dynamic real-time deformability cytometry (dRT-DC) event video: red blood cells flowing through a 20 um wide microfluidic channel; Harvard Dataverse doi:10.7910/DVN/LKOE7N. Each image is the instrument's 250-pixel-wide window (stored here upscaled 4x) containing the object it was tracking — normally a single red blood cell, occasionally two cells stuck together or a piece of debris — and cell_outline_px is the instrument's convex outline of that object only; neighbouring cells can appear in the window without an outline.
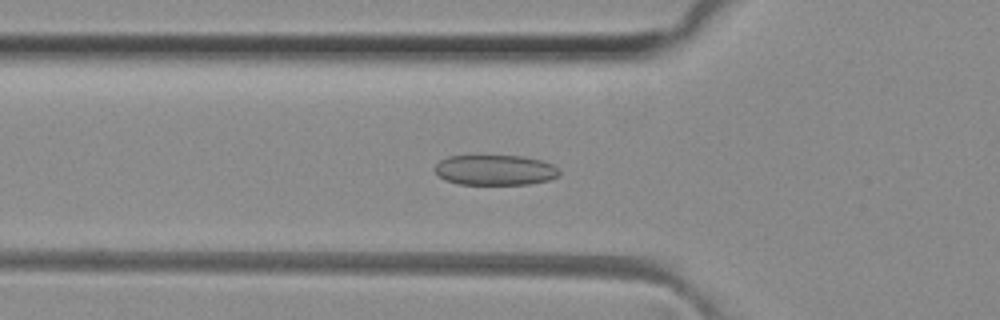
{"species": "common noctule bat (a hibernating species)", "species_latin": "Nyctalus noctula", "temperature_condition": "room temperature", "stored_images_in_passage": 49, "camera_frame_rate_fps": 3000, "um_per_image_px": 0.085, "animal": {"sex": "female", "body_mass_g": 29.2, "forearm_length_mm": 56.3}, "frame": {"image": 1, "passage_image": 16, "time_ms": 5.0, "image_size_px": [1000, 320], "cell_outline_px": [[560, 176], [548, 180], [528, 184], [456, 184], [444, 180], [436, 172], [436, 164], [440, 160], [448, 156], [524, 156], [540, 160], [552, 164], [560, 172]], "centroid_in_image_um": [42.08, 14.46], "position_along_channel_um": 83.7, "area_um2": 21.91}}
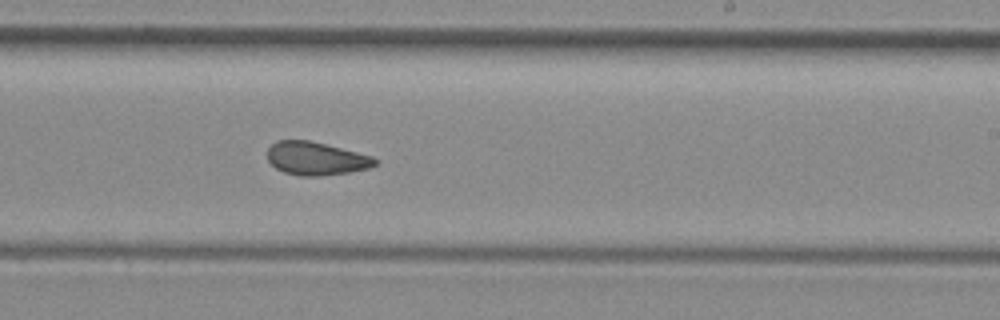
{"frame": {"image": 2, "passage_image": 29, "time_ms": 9.333, "image_size_px": [1000, 320], "cell_outline_px": [[376, 164], [368, 168], [348, 172], [320, 176], [300, 176], [284, 172], [276, 168], [268, 160], [268, 148], [276, 140], [308, 140], [372, 156], [376, 160]], "centroid_in_image_um": [26.82, 13.47], "position_along_channel_um": 262.2, "area_um2": 20.52}}
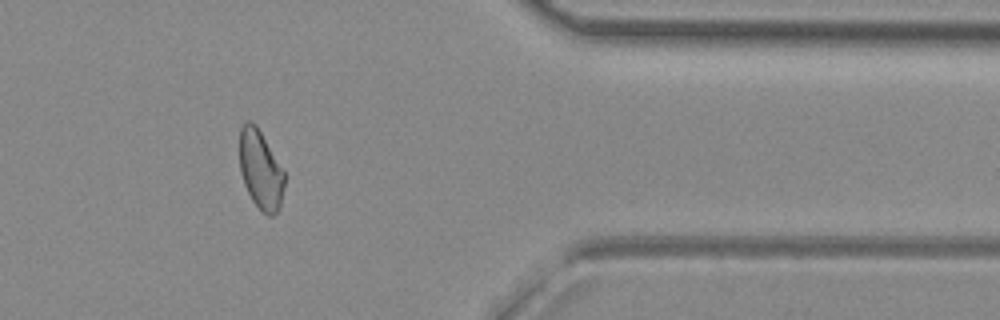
{"frame": {"image": 3, "passage_image": 40, "time_ms": 13.0, "image_size_px": [1000, 320], "cell_outline_px": [[284, 188], [280, 204], [276, 212], [272, 216], [268, 216], [252, 200], [244, 184], [240, 172], [240, 128], [244, 120], [252, 120], [256, 124], [284, 172]], "centroid_in_image_um": [22.12, 14.39], "position_along_channel_um": 389.3, "area_um2": 20.4}, "authors_computed_cell_mechanics": {"area_um2": 21.6172, "velocity_mm_per_s": 4.1117, "shape_relaxation_time_tau1_ms": 10.3811, "shape_relaxation_time_tau2_ms": 1.9108, "deformation_change_tau1": 0.1677, "deformation_change_tau2": 0.081}}